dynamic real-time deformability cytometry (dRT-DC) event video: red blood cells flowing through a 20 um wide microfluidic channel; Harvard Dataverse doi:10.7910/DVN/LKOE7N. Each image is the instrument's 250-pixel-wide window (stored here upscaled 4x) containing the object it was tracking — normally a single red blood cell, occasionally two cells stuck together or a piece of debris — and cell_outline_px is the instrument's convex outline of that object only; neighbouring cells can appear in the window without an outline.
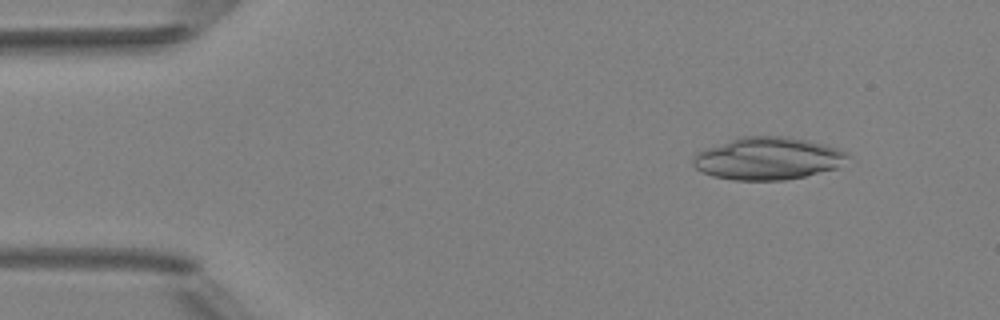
{"species": "Egyptian fruit bat (a non-hibernating species)", "species_latin": "Rousettus aegyptiacus", "temperature_condition": "room temperature", "stored_images_in_passage": 3, "camera_frame_rate_fps": 3000, "um_per_image_px": 0.085, "animal": {"sex": "female"}, "frame": {"image": 1, "passage_image": 1, "time_ms": 0.0, "image_size_px": [1000, 320], "cell_outline_px": [[852, 156], [836, 168], [804, 176], [784, 180], [732, 180], [712, 176], [696, 168], [692, 164], [692, 160], [696, 152], [704, 148], [740, 136], [788, 136], [808, 140], [840, 148], [848, 152]], "centroid_in_image_um": [65.27, 13.45], "position_along_channel_um": 19.7, "area_um2": 38.61}}